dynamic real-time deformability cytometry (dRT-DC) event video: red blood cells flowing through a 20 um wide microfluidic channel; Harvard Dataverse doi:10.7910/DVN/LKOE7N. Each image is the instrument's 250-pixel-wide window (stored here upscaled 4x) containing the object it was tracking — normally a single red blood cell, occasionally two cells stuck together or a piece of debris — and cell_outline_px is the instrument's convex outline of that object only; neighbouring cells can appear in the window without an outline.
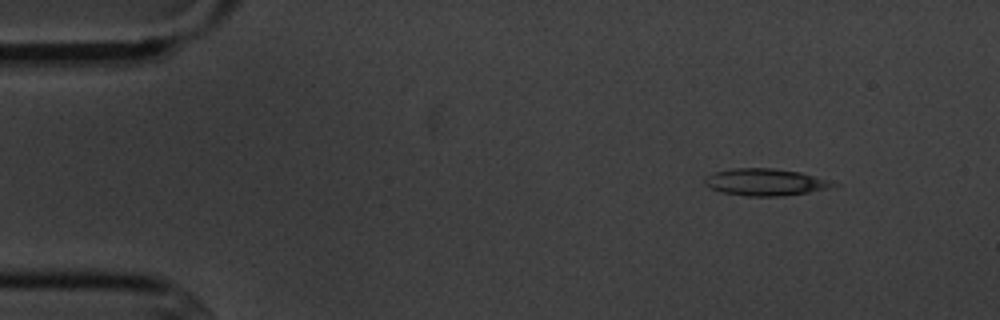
{"species": "common noctule bat (a hibernating species)", "species_latin": "Nyctalus noctula", "temperature_condition": "cold", "stored_images_in_passage": 5, "camera_frame_rate_fps": 3000, "um_per_image_px": 0.085, "animal": {"sex": "male", "body_mass_g": 20.1, "forearm_length_mm": 53.5}, "frame": {"image": 1, "passage_image": 2, "time_ms": 1.0, "image_size_px": [1000, 320], "cell_outline_px": [[840, 184], [828, 188], [808, 192], [784, 196], [748, 196], [720, 192], [704, 184], [704, 176], [716, 172], [732, 168], [772, 168], [800, 172], [828, 180]], "centroid_in_image_um": [65.02, 15.48], "position_along_channel_um": 20.0, "area_um2": 20.11}}
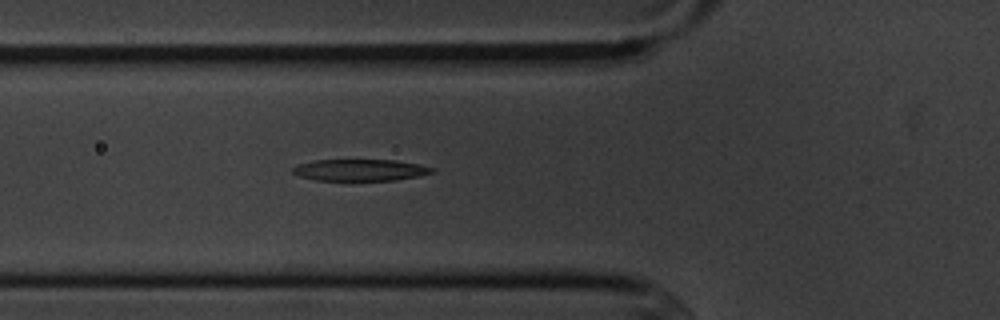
{"frame": {"image": 2, "passage_image": 5, "time_ms": 5.333, "image_size_px": [1000, 320], "cell_outline_px": [[436, 172], [420, 176], [396, 180], [316, 180], [300, 176], [292, 172], [292, 168], [300, 164], [312, 160], [396, 160], [420, 164], [436, 168]], "centroid_in_image_um": [30.69, 14.45], "position_along_channel_um": 95.1, "area_um2": 17.63}}